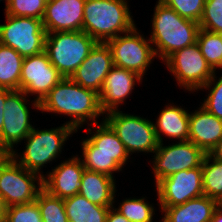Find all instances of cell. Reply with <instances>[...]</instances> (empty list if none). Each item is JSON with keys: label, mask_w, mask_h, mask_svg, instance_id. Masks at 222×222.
I'll list each match as a JSON object with an SVG mask.
<instances>
[{"label": "cell", "mask_w": 222, "mask_h": 222, "mask_svg": "<svg viewBox=\"0 0 222 222\" xmlns=\"http://www.w3.org/2000/svg\"><path fill=\"white\" fill-rule=\"evenodd\" d=\"M134 27L126 0H86L82 30L97 42L105 43Z\"/></svg>", "instance_id": "cell-3"}, {"label": "cell", "mask_w": 222, "mask_h": 222, "mask_svg": "<svg viewBox=\"0 0 222 222\" xmlns=\"http://www.w3.org/2000/svg\"><path fill=\"white\" fill-rule=\"evenodd\" d=\"M74 132L77 131L65 123L55 129L36 130L33 128L25 138L27 143L21 158L15 150L10 153V156L27 170L44 177V174L40 173L41 168L59 156L65 141Z\"/></svg>", "instance_id": "cell-6"}, {"label": "cell", "mask_w": 222, "mask_h": 222, "mask_svg": "<svg viewBox=\"0 0 222 222\" xmlns=\"http://www.w3.org/2000/svg\"><path fill=\"white\" fill-rule=\"evenodd\" d=\"M221 139L222 120L209 113L202 105L199 110L189 113V141L207 154Z\"/></svg>", "instance_id": "cell-20"}, {"label": "cell", "mask_w": 222, "mask_h": 222, "mask_svg": "<svg viewBox=\"0 0 222 222\" xmlns=\"http://www.w3.org/2000/svg\"><path fill=\"white\" fill-rule=\"evenodd\" d=\"M144 198H129L115 208L131 222H153L154 208Z\"/></svg>", "instance_id": "cell-29"}, {"label": "cell", "mask_w": 222, "mask_h": 222, "mask_svg": "<svg viewBox=\"0 0 222 222\" xmlns=\"http://www.w3.org/2000/svg\"><path fill=\"white\" fill-rule=\"evenodd\" d=\"M23 60L14 49L0 44V88L20 90Z\"/></svg>", "instance_id": "cell-25"}, {"label": "cell", "mask_w": 222, "mask_h": 222, "mask_svg": "<svg viewBox=\"0 0 222 222\" xmlns=\"http://www.w3.org/2000/svg\"><path fill=\"white\" fill-rule=\"evenodd\" d=\"M219 207L222 208V198L218 201Z\"/></svg>", "instance_id": "cell-41"}, {"label": "cell", "mask_w": 222, "mask_h": 222, "mask_svg": "<svg viewBox=\"0 0 222 222\" xmlns=\"http://www.w3.org/2000/svg\"><path fill=\"white\" fill-rule=\"evenodd\" d=\"M218 201L205 195L173 207H160L164 213L162 222H210Z\"/></svg>", "instance_id": "cell-21"}, {"label": "cell", "mask_w": 222, "mask_h": 222, "mask_svg": "<svg viewBox=\"0 0 222 222\" xmlns=\"http://www.w3.org/2000/svg\"><path fill=\"white\" fill-rule=\"evenodd\" d=\"M201 168L204 195L219 201L222 198V161L207 153Z\"/></svg>", "instance_id": "cell-26"}, {"label": "cell", "mask_w": 222, "mask_h": 222, "mask_svg": "<svg viewBox=\"0 0 222 222\" xmlns=\"http://www.w3.org/2000/svg\"><path fill=\"white\" fill-rule=\"evenodd\" d=\"M213 158L222 161V139L218 141L216 146L209 153Z\"/></svg>", "instance_id": "cell-37"}, {"label": "cell", "mask_w": 222, "mask_h": 222, "mask_svg": "<svg viewBox=\"0 0 222 222\" xmlns=\"http://www.w3.org/2000/svg\"><path fill=\"white\" fill-rule=\"evenodd\" d=\"M106 222H131L118 212L113 206L110 207L106 217Z\"/></svg>", "instance_id": "cell-35"}, {"label": "cell", "mask_w": 222, "mask_h": 222, "mask_svg": "<svg viewBox=\"0 0 222 222\" xmlns=\"http://www.w3.org/2000/svg\"><path fill=\"white\" fill-rule=\"evenodd\" d=\"M199 25L206 31L222 33V0H206Z\"/></svg>", "instance_id": "cell-31"}, {"label": "cell", "mask_w": 222, "mask_h": 222, "mask_svg": "<svg viewBox=\"0 0 222 222\" xmlns=\"http://www.w3.org/2000/svg\"><path fill=\"white\" fill-rule=\"evenodd\" d=\"M95 132L82 142V163L85 169L108 175L121 171L129 158L125 146L103 120L96 123Z\"/></svg>", "instance_id": "cell-4"}, {"label": "cell", "mask_w": 222, "mask_h": 222, "mask_svg": "<svg viewBox=\"0 0 222 222\" xmlns=\"http://www.w3.org/2000/svg\"><path fill=\"white\" fill-rule=\"evenodd\" d=\"M0 1H1V0H0ZM5 1H6V2H5V3H6V5H5V6H7V4L9 3V0H5Z\"/></svg>", "instance_id": "cell-42"}, {"label": "cell", "mask_w": 222, "mask_h": 222, "mask_svg": "<svg viewBox=\"0 0 222 222\" xmlns=\"http://www.w3.org/2000/svg\"><path fill=\"white\" fill-rule=\"evenodd\" d=\"M98 42L83 30L46 33L45 48L51 64L71 77Z\"/></svg>", "instance_id": "cell-5"}, {"label": "cell", "mask_w": 222, "mask_h": 222, "mask_svg": "<svg viewBox=\"0 0 222 222\" xmlns=\"http://www.w3.org/2000/svg\"><path fill=\"white\" fill-rule=\"evenodd\" d=\"M63 75L51 64L46 52L24 57L20 90L27 95L37 94L33 106L40 110V102L62 79Z\"/></svg>", "instance_id": "cell-12"}, {"label": "cell", "mask_w": 222, "mask_h": 222, "mask_svg": "<svg viewBox=\"0 0 222 222\" xmlns=\"http://www.w3.org/2000/svg\"><path fill=\"white\" fill-rule=\"evenodd\" d=\"M110 48L113 64L131 70L143 78L145 71L156 56L150 40L141 35L136 26L124 35L105 42Z\"/></svg>", "instance_id": "cell-10"}, {"label": "cell", "mask_w": 222, "mask_h": 222, "mask_svg": "<svg viewBox=\"0 0 222 222\" xmlns=\"http://www.w3.org/2000/svg\"><path fill=\"white\" fill-rule=\"evenodd\" d=\"M150 42L155 54L165 61L175 51L197 42L199 23L178 15L171 7L158 0L152 18Z\"/></svg>", "instance_id": "cell-2"}, {"label": "cell", "mask_w": 222, "mask_h": 222, "mask_svg": "<svg viewBox=\"0 0 222 222\" xmlns=\"http://www.w3.org/2000/svg\"><path fill=\"white\" fill-rule=\"evenodd\" d=\"M40 110L73 117L66 124L76 131L81 124L90 120L95 125L98 123L96 117L104 114L100 107L99 94L80 86L70 77H64L50 90L40 102Z\"/></svg>", "instance_id": "cell-1"}, {"label": "cell", "mask_w": 222, "mask_h": 222, "mask_svg": "<svg viewBox=\"0 0 222 222\" xmlns=\"http://www.w3.org/2000/svg\"><path fill=\"white\" fill-rule=\"evenodd\" d=\"M86 0H48L42 19L46 33L81 31Z\"/></svg>", "instance_id": "cell-17"}, {"label": "cell", "mask_w": 222, "mask_h": 222, "mask_svg": "<svg viewBox=\"0 0 222 222\" xmlns=\"http://www.w3.org/2000/svg\"><path fill=\"white\" fill-rule=\"evenodd\" d=\"M7 23L0 25V44L11 47L22 57L44 51L46 30L40 19L6 14Z\"/></svg>", "instance_id": "cell-9"}, {"label": "cell", "mask_w": 222, "mask_h": 222, "mask_svg": "<svg viewBox=\"0 0 222 222\" xmlns=\"http://www.w3.org/2000/svg\"><path fill=\"white\" fill-rule=\"evenodd\" d=\"M197 44L207 63L216 71L222 69V36L204 29L199 30Z\"/></svg>", "instance_id": "cell-27"}, {"label": "cell", "mask_w": 222, "mask_h": 222, "mask_svg": "<svg viewBox=\"0 0 222 222\" xmlns=\"http://www.w3.org/2000/svg\"><path fill=\"white\" fill-rule=\"evenodd\" d=\"M154 129L159 143H163L162 135L179 139L178 141H188L189 136V113L181 106L167 105L157 117Z\"/></svg>", "instance_id": "cell-23"}, {"label": "cell", "mask_w": 222, "mask_h": 222, "mask_svg": "<svg viewBox=\"0 0 222 222\" xmlns=\"http://www.w3.org/2000/svg\"><path fill=\"white\" fill-rule=\"evenodd\" d=\"M178 15L199 23L206 0H160Z\"/></svg>", "instance_id": "cell-32"}, {"label": "cell", "mask_w": 222, "mask_h": 222, "mask_svg": "<svg viewBox=\"0 0 222 222\" xmlns=\"http://www.w3.org/2000/svg\"><path fill=\"white\" fill-rule=\"evenodd\" d=\"M163 145L159 143L152 162L156 184L176 172L202 167L206 153L191 141Z\"/></svg>", "instance_id": "cell-13"}, {"label": "cell", "mask_w": 222, "mask_h": 222, "mask_svg": "<svg viewBox=\"0 0 222 222\" xmlns=\"http://www.w3.org/2000/svg\"><path fill=\"white\" fill-rule=\"evenodd\" d=\"M26 96L22 90L6 89L0 147L9 154L13 151L14 145L25 140L34 128L29 121L30 113L25 103L28 101Z\"/></svg>", "instance_id": "cell-14"}, {"label": "cell", "mask_w": 222, "mask_h": 222, "mask_svg": "<svg viewBox=\"0 0 222 222\" xmlns=\"http://www.w3.org/2000/svg\"><path fill=\"white\" fill-rule=\"evenodd\" d=\"M5 222H43L38 204L34 201L29 204L7 207Z\"/></svg>", "instance_id": "cell-34"}, {"label": "cell", "mask_w": 222, "mask_h": 222, "mask_svg": "<svg viewBox=\"0 0 222 222\" xmlns=\"http://www.w3.org/2000/svg\"><path fill=\"white\" fill-rule=\"evenodd\" d=\"M7 212V206L4 199L0 196V222H5V216Z\"/></svg>", "instance_id": "cell-38"}, {"label": "cell", "mask_w": 222, "mask_h": 222, "mask_svg": "<svg viewBox=\"0 0 222 222\" xmlns=\"http://www.w3.org/2000/svg\"><path fill=\"white\" fill-rule=\"evenodd\" d=\"M64 207L69 222H106L112 206H99L76 194L64 199Z\"/></svg>", "instance_id": "cell-24"}, {"label": "cell", "mask_w": 222, "mask_h": 222, "mask_svg": "<svg viewBox=\"0 0 222 222\" xmlns=\"http://www.w3.org/2000/svg\"><path fill=\"white\" fill-rule=\"evenodd\" d=\"M104 121L112 128L130 154L153 153L159 146L154 123L146 118L122 113L119 110L107 112Z\"/></svg>", "instance_id": "cell-8"}, {"label": "cell", "mask_w": 222, "mask_h": 222, "mask_svg": "<svg viewBox=\"0 0 222 222\" xmlns=\"http://www.w3.org/2000/svg\"><path fill=\"white\" fill-rule=\"evenodd\" d=\"M116 186L114 178L85 169L78 194L99 206H114Z\"/></svg>", "instance_id": "cell-22"}, {"label": "cell", "mask_w": 222, "mask_h": 222, "mask_svg": "<svg viewBox=\"0 0 222 222\" xmlns=\"http://www.w3.org/2000/svg\"><path fill=\"white\" fill-rule=\"evenodd\" d=\"M6 100V89L0 88V134L4 121V103Z\"/></svg>", "instance_id": "cell-36"}, {"label": "cell", "mask_w": 222, "mask_h": 222, "mask_svg": "<svg viewBox=\"0 0 222 222\" xmlns=\"http://www.w3.org/2000/svg\"><path fill=\"white\" fill-rule=\"evenodd\" d=\"M142 77L137 73L124 68L113 66L106 76L99 93L101 110L107 112L118 110V105L127 98L134 85L141 83Z\"/></svg>", "instance_id": "cell-19"}, {"label": "cell", "mask_w": 222, "mask_h": 222, "mask_svg": "<svg viewBox=\"0 0 222 222\" xmlns=\"http://www.w3.org/2000/svg\"><path fill=\"white\" fill-rule=\"evenodd\" d=\"M35 202L38 204L43 222H69L65 212L64 199L53 196L42 189Z\"/></svg>", "instance_id": "cell-28"}, {"label": "cell", "mask_w": 222, "mask_h": 222, "mask_svg": "<svg viewBox=\"0 0 222 222\" xmlns=\"http://www.w3.org/2000/svg\"><path fill=\"white\" fill-rule=\"evenodd\" d=\"M164 62L178 85L193 92L202 90L215 72L202 55L197 42L175 51Z\"/></svg>", "instance_id": "cell-11"}, {"label": "cell", "mask_w": 222, "mask_h": 222, "mask_svg": "<svg viewBox=\"0 0 222 222\" xmlns=\"http://www.w3.org/2000/svg\"><path fill=\"white\" fill-rule=\"evenodd\" d=\"M10 154L3 148L0 147V165L4 162V160L9 156Z\"/></svg>", "instance_id": "cell-40"}, {"label": "cell", "mask_w": 222, "mask_h": 222, "mask_svg": "<svg viewBox=\"0 0 222 222\" xmlns=\"http://www.w3.org/2000/svg\"><path fill=\"white\" fill-rule=\"evenodd\" d=\"M210 222H222V208L218 206V208L214 211Z\"/></svg>", "instance_id": "cell-39"}, {"label": "cell", "mask_w": 222, "mask_h": 222, "mask_svg": "<svg viewBox=\"0 0 222 222\" xmlns=\"http://www.w3.org/2000/svg\"><path fill=\"white\" fill-rule=\"evenodd\" d=\"M48 0H9L5 14L42 20Z\"/></svg>", "instance_id": "cell-30"}, {"label": "cell", "mask_w": 222, "mask_h": 222, "mask_svg": "<svg viewBox=\"0 0 222 222\" xmlns=\"http://www.w3.org/2000/svg\"><path fill=\"white\" fill-rule=\"evenodd\" d=\"M84 170L80 157L69 158L43 177V189L61 199L72 197L79 192Z\"/></svg>", "instance_id": "cell-18"}, {"label": "cell", "mask_w": 222, "mask_h": 222, "mask_svg": "<svg viewBox=\"0 0 222 222\" xmlns=\"http://www.w3.org/2000/svg\"><path fill=\"white\" fill-rule=\"evenodd\" d=\"M216 74L202 87V89H210L207 98L204 99L202 106L211 114L222 120V76L216 82Z\"/></svg>", "instance_id": "cell-33"}, {"label": "cell", "mask_w": 222, "mask_h": 222, "mask_svg": "<svg viewBox=\"0 0 222 222\" xmlns=\"http://www.w3.org/2000/svg\"><path fill=\"white\" fill-rule=\"evenodd\" d=\"M159 205L173 207L204 195L202 168L176 172L156 184Z\"/></svg>", "instance_id": "cell-15"}, {"label": "cell", "mask_w": 222, "mask_h": 222, "mask_svg": "<svg viewBox=\"0 0 222 222\" xmlns=\"http://www.w3.org/2000/svg\"><path fill=\"white\" fill-rule=\"evenodd\" d=\"M42 189L43 177L27 170L10 155L0 165V196L7 207L34 202Z\"/></svg>", "instance_id": "cell-7"}, {"label": "cell", "mask_w": 222, "mask_h": 222, "mask_svg": "<svg viewBox=\"0 0 222 222\" xmlns=\"http://www.w3.org/2000/svg\"><path fill=\"white\" fill-rule=\"evenodd\" d=\"M113 66L110 48L106 43L98 42L70 78L80 86L99 94Z\"/></svg>", "instance_id": "cell-16"}]
</instances>
